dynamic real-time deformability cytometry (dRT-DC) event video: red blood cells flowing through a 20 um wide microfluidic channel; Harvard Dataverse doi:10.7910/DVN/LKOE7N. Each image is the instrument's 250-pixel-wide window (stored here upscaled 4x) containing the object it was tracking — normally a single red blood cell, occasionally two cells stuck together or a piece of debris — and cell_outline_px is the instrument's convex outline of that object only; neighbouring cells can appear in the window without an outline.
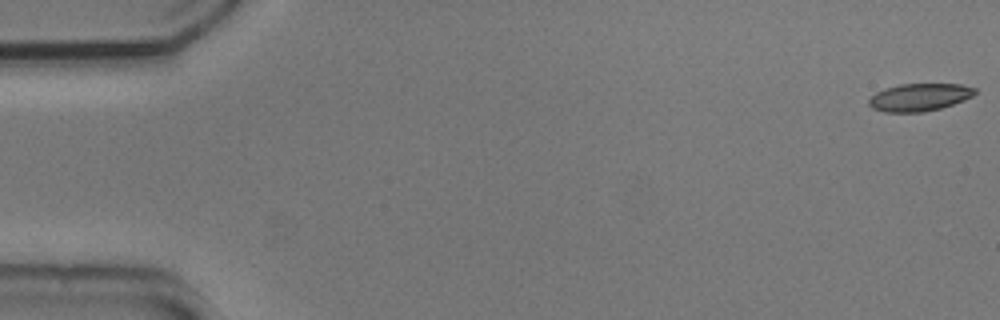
{"species": "common noctule bat (a hibernating species)", "species_latin": "Nyctalus noctula", "temperature_condition": "cold", "stored_images_in_passage": 10, "camera_frame_rate_fps": 3000, "um_per_image_px": 0.085, "animal": {"sex": "male", "body_mass_g": 20.5, "forearm_length_mm": 52.5}, "frame": {"image": 1, "passage_image": 1, "time_ms": 0.0, "image_size_px": [1000, 320], "cell_outline_px": [[976, 92], [972, 96], [964, 100], [940, 108], [924, 112], [884, 112], [872, 108], [868, 104], [868, 100], [876, 92], [884, 88], [900, 84], [960, 84], [976, 88]], "centroid_in_image_um": [78.13, 8.26], "position_along_channel_um": 6.9, "area_um2": 17.05}}